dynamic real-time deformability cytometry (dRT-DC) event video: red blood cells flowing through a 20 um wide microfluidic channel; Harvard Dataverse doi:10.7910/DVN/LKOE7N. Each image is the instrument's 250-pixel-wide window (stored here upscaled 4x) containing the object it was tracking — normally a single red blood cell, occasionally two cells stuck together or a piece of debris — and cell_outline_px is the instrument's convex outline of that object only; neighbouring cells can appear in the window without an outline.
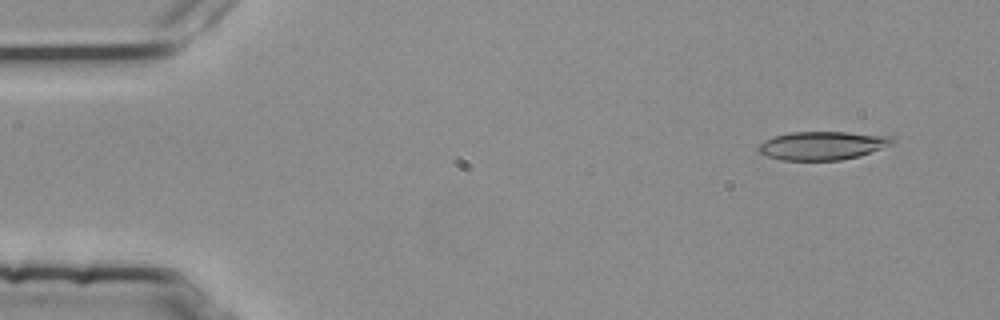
{"species": "common noctule bat (a hibernating species)", "species_latin": "Nyctalus noctula", "temperature_condition": "room temperature", "stored_images_in_passage": 3, "camera_frame_rate_fps": 3000, "um_per_image_px": 0.085, "animal": {"sex": "female", "body_mass_g": 25.1}, "frame": {"image": 1, "passage_image": 1, "time_ms": 0.0, "image_size_px": [1000, 320], "cell_outline_px": [[892, 144], [860, 156], [840, 160], [784, 160], [768, 156], [760, 152], [756, 148], [760, 144], [776, 136], [792, 132], [848, 132], [888, 136], [892, 140]], "centroid_in_image_um": [69.9, 12.38], "position_along_channel_um": 15.1, "area_um2": 21.73}}
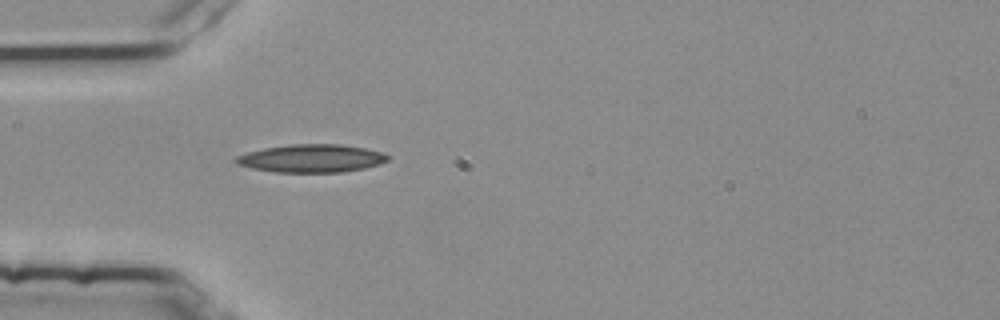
{"frame": {"image": 2, "passage_image": 3, "time_ms": 0.667, "image_size_px": [1000, 320], "cell_outline_px": [[388, 160], [380, 164], [364, 168], [340, 172], [276, 172], [252, 168], [236, 164], [236, 156], [248, 152], [264, 148], [292, 144], [340, 144], [364, 148], [384, 152], [388, 156]], "centroid_in_image_um": [26.49, 13.46], "position_along_channel_um": 58.5, "area_um2": 24.62}}